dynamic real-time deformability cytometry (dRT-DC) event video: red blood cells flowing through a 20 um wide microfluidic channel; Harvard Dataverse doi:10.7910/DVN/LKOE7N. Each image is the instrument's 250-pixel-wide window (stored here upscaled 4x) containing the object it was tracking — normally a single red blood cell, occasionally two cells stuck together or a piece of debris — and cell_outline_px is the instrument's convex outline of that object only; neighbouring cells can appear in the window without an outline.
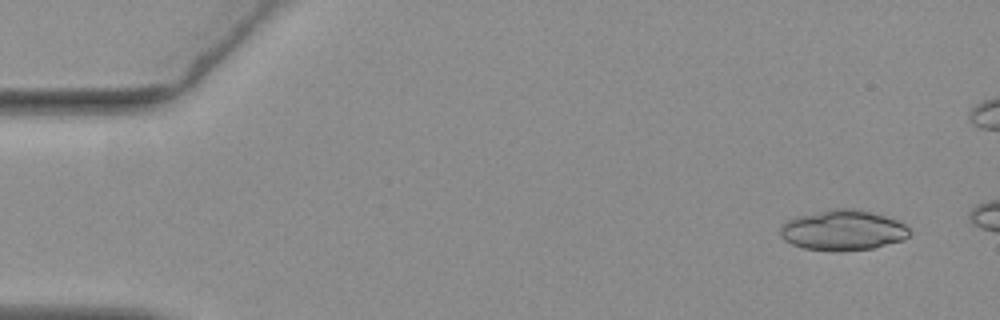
{"species": "common noctule bat (a hibernating species)", "species_latin": "Nyctalus noctula", "temperature_condition": "warm", "stored_images_in_passage": 12, "camera_frame_rate_fps": 3000, "um_per_image_px": 0.085, "animal": {"sex": "female", "body_mass_g": 19.3, "forearm_length_mm": 54.1}, "frame": {"image": 1, "passage_image": 4, "time_ms": 1.0, "image_size_px": [1000, 320], "cell_outline_px": [[912, 232], [904, 240], [872, 248], [840, 252], [836, 252], [804, 248], [792, 244], [784, 240], [780, 236], [780, 228], [788, 220], [796, 216], [828, 208], [860, 208], [896, 220], [904, 224]], "centroid_in_image_um": [71.64, 19.56], "position_along_channel_um": 13.4, "area_um2": 30.81}}